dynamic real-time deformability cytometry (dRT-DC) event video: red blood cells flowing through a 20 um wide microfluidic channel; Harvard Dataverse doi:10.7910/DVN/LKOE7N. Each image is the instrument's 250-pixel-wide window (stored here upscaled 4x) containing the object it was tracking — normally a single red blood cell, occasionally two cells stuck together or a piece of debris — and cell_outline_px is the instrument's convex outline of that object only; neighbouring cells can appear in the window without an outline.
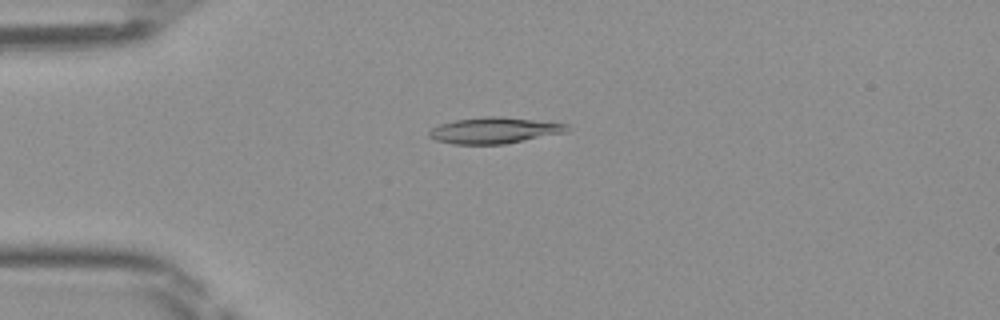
{"species": "Egyptian fruit bat (a non-hibernating species)", "species_latin": "Rousettus aegyptiacus", "temperature_condition": "room temperature", "stored_images_in_passage": 42, "camera_frame_rate_fps": 3000, "um_per_image_px": 0.085, "frame": {"image": 1, "passage_image": 7, "time_ms": 2.0, "image_size_px": [1000, 320], "cell_outline_px": [[572, 128], [564, 132], [504, 144], [452, 144], [436, 140], [428, 136], [428, 132], [432, 128], [440, 124], [456, 120], [484, 116], [500, 116], [568, 124]], "centroid_in_image_um": [41.99, 11.08], "position_along_channel_um": 43.0, "area_um2": 20.81}}
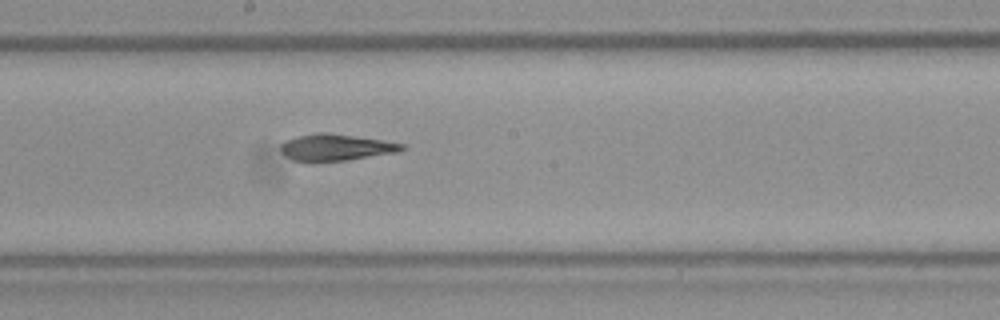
{"frame": {"image": 2, "passage_image": 21, "time_ms": 6.667, "image_size_px": [1000, 320], "cell_outline_px": [[408, 148], [400, 152], [344, 160], [292, 160], [280, 152], [280, 144], [284, 140], [296, 136], [320, 132], [328, 132], [380, 140], [404, 144]], "centroid_in_image_um": [28.54, 12.5], "position_along_channel_um": 219.7, "area_um2": 18.55}}
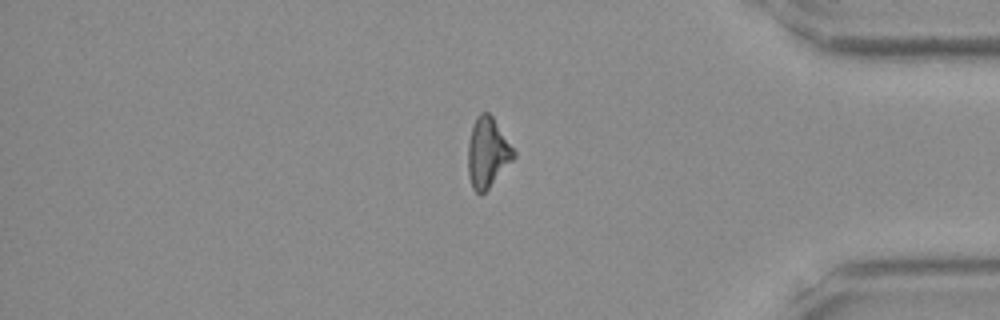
{"frame": {"image": 3, "passage_image": 35, "time_ms": 11.333, "image_size_px": [1000, 320], "cell_outline_px": [[516, 156], [488, 188], [480, 196], [472, 188], [468, 176], [468, 144], [472, 124], [476, 116], [480, 112], [488, 112], [492, 116], [516, 152]], "centroid_in_image_um": [41.42, 12.96], "position_along_channel_um": 393.8, "area_um2": 18.61}}